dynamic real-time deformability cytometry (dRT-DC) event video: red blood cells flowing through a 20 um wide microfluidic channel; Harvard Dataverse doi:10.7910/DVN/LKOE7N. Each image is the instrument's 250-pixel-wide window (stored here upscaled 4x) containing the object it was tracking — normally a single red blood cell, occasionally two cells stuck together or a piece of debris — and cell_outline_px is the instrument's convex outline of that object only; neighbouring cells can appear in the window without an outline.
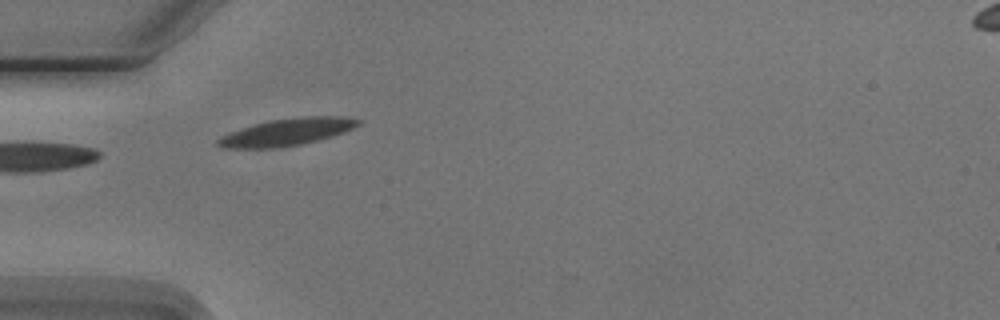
{"species": "Egyptian fruit bat (a non-hibernating species)", "species_latin": "Rousettus aegyptiacus", "temperature_condition": "cold", "stored_images_in_passage": 10, "camera_frame_rate_fps": 3000, "um_per_image_px": 0.085, "animal": {"sex": "male"}, "frame": {"image": 1, "passage_image": 4, "time_ms": 4.333, "image_size_px": [1000, 320], "cell_outline_px": [[360, 124], [344, 132], [332, 136], [300, 144], [276, 148], [220, 148], [216, 144], [216, 140], [220, 136], [228, 132], [256, 124], [272, 120], [304, 116], [344, 116], [360, 120]], "centroid_in_image_um": [24.35, 11.23], "position_along_channel_um": 60.6, "area_um2": 22.02}}
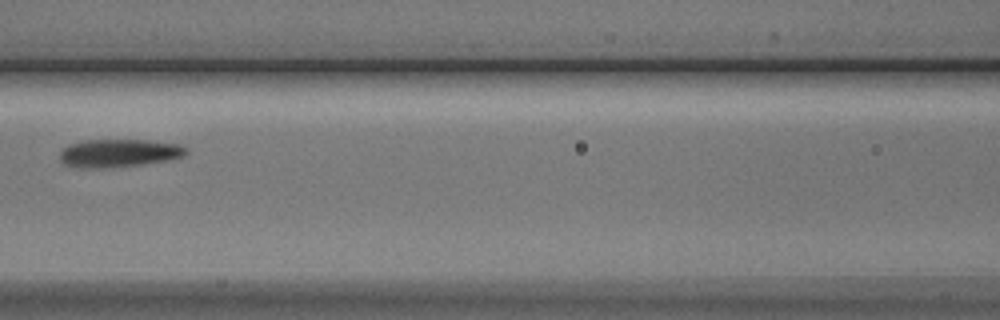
{"frame": {"image": 2, "passage_image": 6, "time_ms": 7.0, "image_size_px": [1000, 320], "cell_outline_px": [[188, 152], [184, 156], [168, 160], [140, 164], [96, 168], [88, 168], [64, 164], [60, 160], [60, 152], [68, 144], [84, 140], [148, 140], [180, 144], [188, 148]], "centroid_in_image_um": [10.13, 12.99], "position_along_channel_um": 156.5, "area_um2": 20.46}}
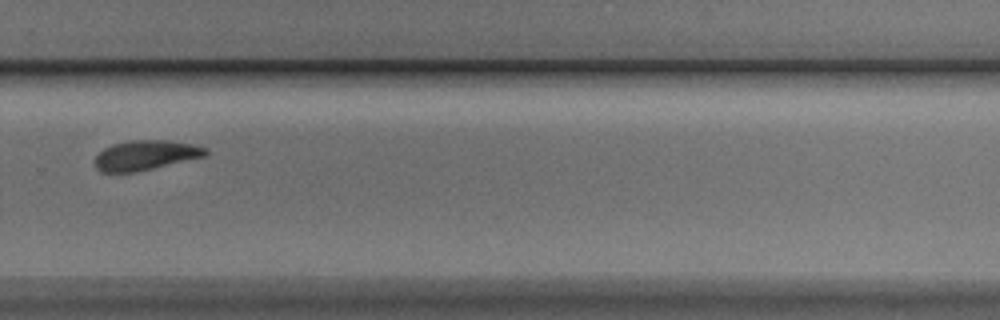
{"frame": {"image": 3, "passage_image": 10, "time_ms": 11.333, "image_size_px": [1000, 320], "cell_outline_px": [[208, 156], [136, 172], [100, 172], [96, 168], [96, 156], [104, 148], [112, 144], [128, 140], [168, 140], [208, 148]], "centroid_in_image_um": [12.39, 13.19], "position_along_channel_um": 317.4, "area_um2": 19.25}}